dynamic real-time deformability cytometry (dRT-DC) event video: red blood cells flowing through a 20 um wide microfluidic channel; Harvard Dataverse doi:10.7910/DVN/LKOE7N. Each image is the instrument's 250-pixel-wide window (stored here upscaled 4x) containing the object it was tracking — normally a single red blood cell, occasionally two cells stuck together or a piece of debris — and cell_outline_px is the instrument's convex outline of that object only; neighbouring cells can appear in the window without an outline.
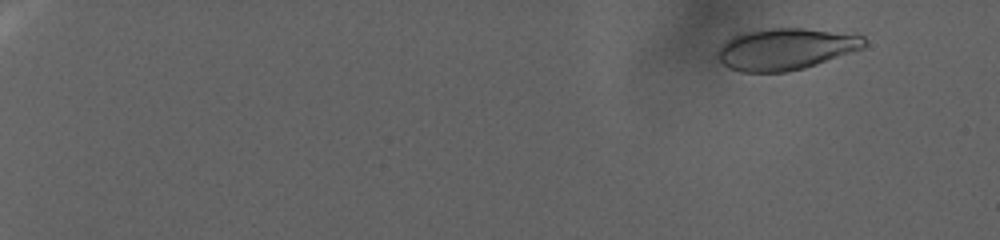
{"species": "human", "species_latin": "Homo sapiens", "temperature_condition": "warm", "stored_images_in_passage": 127, "camera_frame_rate_fps": 3000, "um_per_image_px": 0.085, "donor": {"sex": "female"}, "frame": {"image": 1, "passage_image": 14, "time_ms": 4.333, "image_size_px": [1000, 240], "cell_outline_px": [[864, 48], [804, 68], [784, 72], [740, 72], [728, 68], [720, 60], [720, 48], [732, 36], [740, 32], [768, 28], [804, 28], [864, 36]], "centroid_in_image_um": [66.76, 4.16], "position_along_channel_um": 18.2, "area_um2": 35.08}}
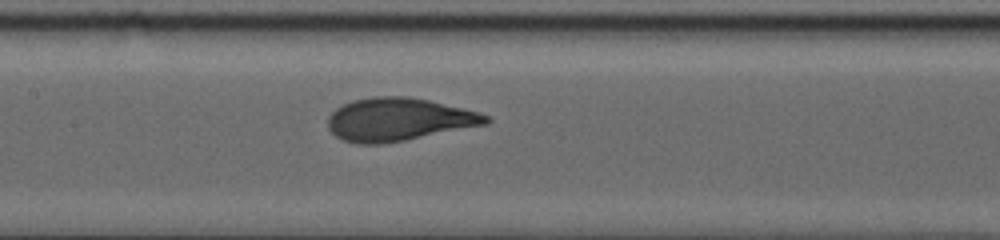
{"frame": {"image": 2, "passage_image": 74, "time_ms": 24.333, "image_size_px": [1000, 240], "cell_outline_px": [[492, 120], [488, 124], [384, 144], [360, 144], [344, 140], [336, 136], [328, 128], [328, 116], [336, 108], [352, 100], [372, 96], [408, 96], [428, 100], [464, 108], [480, 112], [488, 116]], "centroid_in_image_um": [33.89, 10.15], "position_along_channel_um": 173.5, "area_um2": 39.65}}
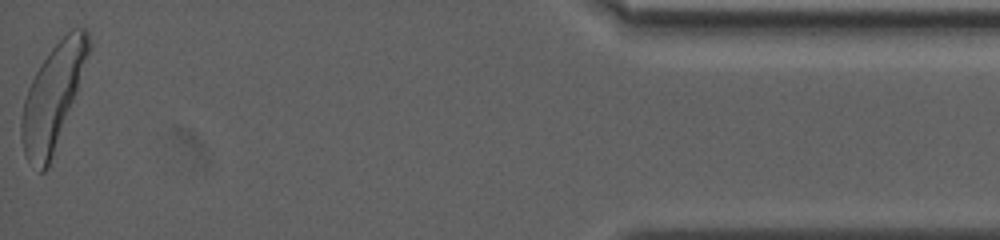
{"frame": {"image": 3, "passage_image": 127, "time_ms": 42.0, "image_size_px": [1000, 240], "cell_outline_px": [[92, 44], [48, 168], [44, 172], [40, 172], [28, 160], [24, 152], [20, 136], [20, 120], [24, 100], [28, 88], [40, 64], [52, 48], [72, 28], [84, 28], [88, 32]], "centroid_in_image_um": [4.45, 8.22], "position_along_channel_um": 430.7, "area_um2": 39.42}}